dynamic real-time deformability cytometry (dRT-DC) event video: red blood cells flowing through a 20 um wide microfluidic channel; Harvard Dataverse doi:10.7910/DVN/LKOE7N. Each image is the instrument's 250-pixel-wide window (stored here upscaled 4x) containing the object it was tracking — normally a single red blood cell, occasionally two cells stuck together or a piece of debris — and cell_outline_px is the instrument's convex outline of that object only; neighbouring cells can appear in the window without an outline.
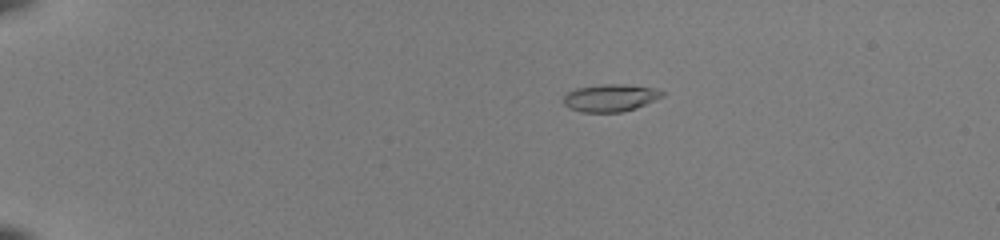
{"species": "common noctule bat (a hibernating species)", "species_latin": "Nyctalus noctula", "temperature_condition": "room temperature", "stored_images_in_passage": 46, "camera_frame_rate_fps": 3000, "um_per_image_px": 0.085, "animal": {"sex": "female", "body_mass_g": 22.0, "forearm_length_mm": 56.7}, "frame": {"image": 1, "passage_image": 4, "time_ms": 1.0, "image_size_px": [1000, 240], "cell_outline_px": [[664, 96], [636, 108], [624, 112], [580, 112], [568, 108], [564, 104], [564, 96], [568, 92], [576, 88], [604, 84], [624, 84], [656, 88], [664, 92]], "centroid_in_image_um": [51.89, 8.32], "position_along_channel_um": 33.1, "area_um2": 15.84}}
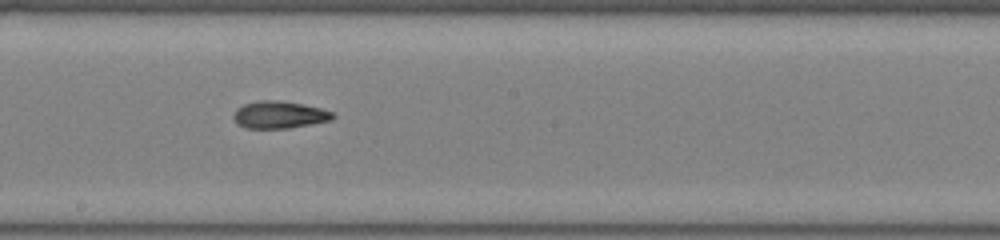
{"frame": {"image": 2, "passage_image": 25, "time_ms": 8.0, "image_size_px": [1000, 240], "cell_outline_px": [[336, 116], [332, 120], [312, 124], [288, 128], [244, 128], [236, 124], [232, 116], [236, 108], [244, 104], [260, 100], [276, 100], [304, 104], [320, 108], [332, 112]], "centroid_in_image_um": [23.72, 9.76], "position_along_channel_um": 224.5, "area_um2": 15.9}}
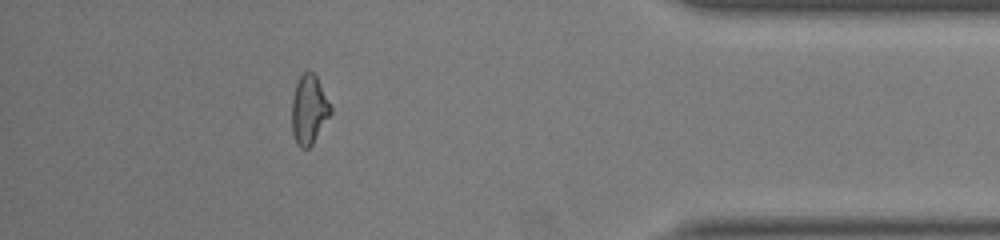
{"frame": {"image": 3, "passage_image": 41, "time_ms": 13.333, "image_size_px": [1000, 240], "cell_outline_px": [[332, 112], [312, 144], [308, 148], [300, 148], [296, 144], [292, 132], [292, 100], [296, 84], [300, 76], [304, 72], [312, 72], [316, 76], [332, 108]], "centroid_in_image_um": [26.25, 9.35], "position_along_channel_um": 408.9, "area_um2": 15.43}, "authors_computed_cell_mechanics": {"area_um2": 15.606, "velocity_mm_per_s": 4.0155, "shape_relaxation_time_tau1_ms": null, "shape_relaxation_time_tau2_ms": 3.9049, "deformation_change_tau1": null, "deformation_change_tau2": 0.1014}}